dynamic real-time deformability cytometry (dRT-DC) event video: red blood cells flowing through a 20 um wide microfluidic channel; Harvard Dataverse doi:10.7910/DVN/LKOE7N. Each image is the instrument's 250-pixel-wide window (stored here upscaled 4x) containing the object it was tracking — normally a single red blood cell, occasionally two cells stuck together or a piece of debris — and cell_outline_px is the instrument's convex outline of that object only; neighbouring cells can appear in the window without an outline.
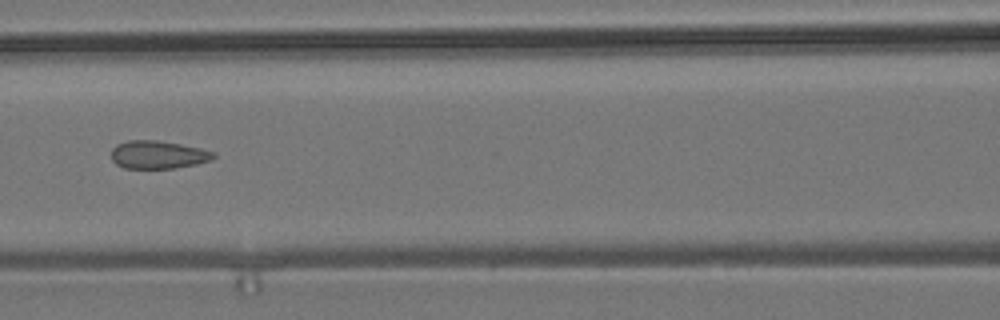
{"species": "common noctule bat (a hibernating species)", "species_latin": "Nyctalus noctula", "temperature_condition": "room temperature", "stored_images_in_passage": 4, "camera_frame_rate_fps": 3000, "um_per_image_px": 0.085, "animal": {"sex": "male", "body_mass_g": 19.2, "forearm_length_mm": 51.8}, "frame": {"image": 1, "passage_image": 4, "time_ms": 3.667, "image_size_px": [1000, 320], "cell_outline_px": [[216, 156], [212, 160], [196, 164], [176, 168], [124, 168], [116, 164], [112, 160], [112, 148], [116, 144], [128, 140], [156, 140], [180, 144], [200, 148], [216, 152]], "centroid_in_image_um": [13.44, 13.15], "position_along_channel_um": 153.2, "area_um2": 16.76}}